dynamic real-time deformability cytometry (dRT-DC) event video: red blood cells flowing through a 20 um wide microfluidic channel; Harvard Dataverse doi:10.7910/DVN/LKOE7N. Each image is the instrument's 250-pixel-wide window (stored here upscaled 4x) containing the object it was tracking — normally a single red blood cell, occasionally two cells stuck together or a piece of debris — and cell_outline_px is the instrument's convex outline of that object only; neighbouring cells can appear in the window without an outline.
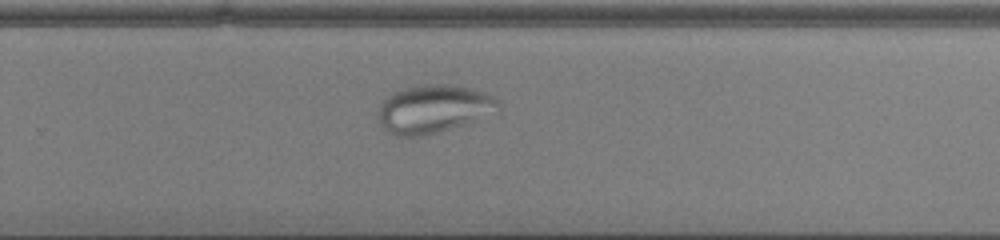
{"species": "common noctule bat (a hibernating species)", "species_latin": "Nyctalus noctula", "temperature_condition": "cold", "stored_images_in_passage": 41, "camera_frame_rate_fps": 3000, "um_per_image_px": 0.085, "animal": {"sex": "male", "body_mass_g": 13.0, "forearm_length_mm": 53.1}, "frame": {"image": 1, "passage_image": 23, "time_ms": 7.333, "image_size_px": [1000, 240], "cell_outline_px": [[500, 112], [436, 132], [420, 136], [396, 136], [388, 132], [380, 124], [376, 116], [376, 112], [380, 104], [392, 92], [404, 88], [424, 84], [448, 84], [468, 88], [484, 92], [496, 96], [500, 100]], "centroid_in_image_um": [36.85, 9.24], "position_along_channel_um": 293.0, "area_um2": 33.87}}